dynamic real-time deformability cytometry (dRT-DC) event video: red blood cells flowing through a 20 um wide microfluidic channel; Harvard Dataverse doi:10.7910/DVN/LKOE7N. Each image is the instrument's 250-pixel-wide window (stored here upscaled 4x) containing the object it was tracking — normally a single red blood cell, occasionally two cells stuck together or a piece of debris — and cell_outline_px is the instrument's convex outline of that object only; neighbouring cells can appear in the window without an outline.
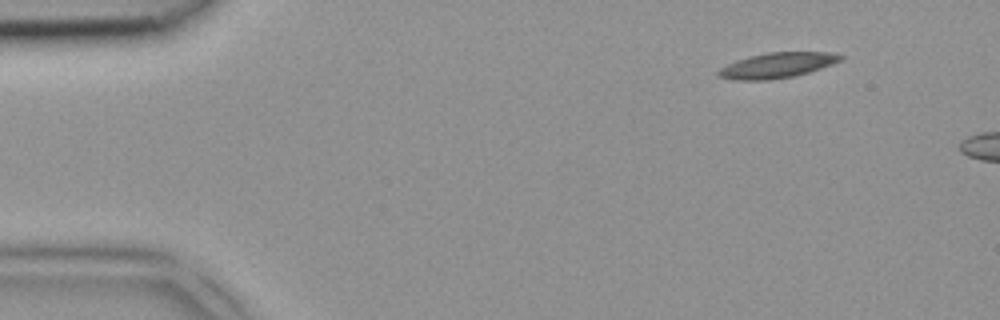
{"species": "common noctule bat (a hibernating species)", "species_latin": "Nyctalus noctula", "temperature_condition": "room temperature", "stored_images_in_passage": 2, "camera_frame_rate_fps": 3000, "um_per_image_px": 0.085, "animal": {"sex": "female", "body_mass_g": 18.4}, "frame": {"image": 1, "passage_image": 2, "time_ms": 0.333, "image_size_px": [1000, 320], "cell_outline_px": [[844, 56], [840, 60], [832, 64], [808, 72], [792, 76], [768, 80], [732, 80], [716, 76], [716, 72], [720, 68], [736, 60], [748, 56], [768, 52], [836, 52]], "centroid_in_image_um": [66.02, 5.54], "position_along_channel_um": 19.0, "area_um2": 18.03}}